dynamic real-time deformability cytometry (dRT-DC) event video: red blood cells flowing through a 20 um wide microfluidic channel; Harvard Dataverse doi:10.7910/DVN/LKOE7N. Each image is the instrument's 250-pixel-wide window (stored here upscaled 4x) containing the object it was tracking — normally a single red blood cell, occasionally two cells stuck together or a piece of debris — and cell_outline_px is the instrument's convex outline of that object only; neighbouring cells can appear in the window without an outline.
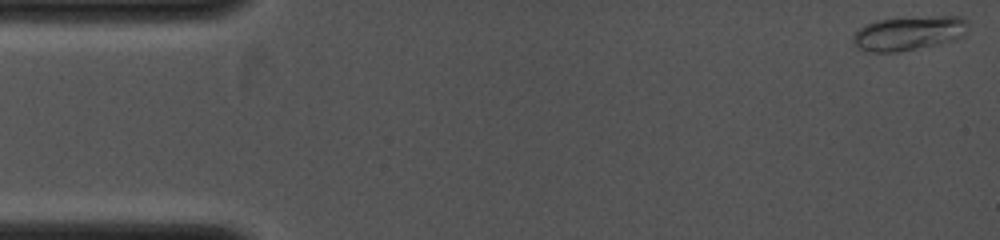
{"species": "common noctule bat (a hibernating species)", "species_latin": "Nyctalus noctula", "temperature_condition": "cold", "stored_images_in_passage": 20, "camera_frame_rate_fps": 4000, "um_per_image_px": 0.085, "animal": {"sex": "female", "body_mass_g": 19.0, "forearm_length_mm": 53.3}, "frame": {"image": 1, "passage_image": 1, "time_ms": 0.0, "image_size_px": [1000, 240], "cell_outline_px": [[968, 24], [964, 36], [956, 40], [940, 44], [896, 52], [864, 52], [856, 48], [852, 40], [852, 36], [864, 24], [876, 20], [936, 16], [960, 16], [968, 20]], "centroid_in_image_um": [77.24, 2.83], "position_along_channel_um": 7.8, "area_um2": 23.24}}
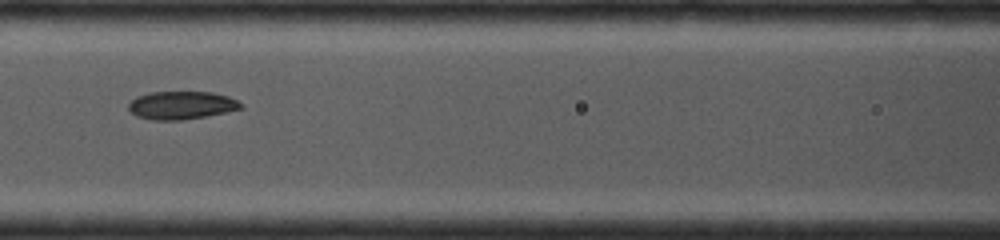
{"frame": {"image": 2, "passage_image": 13, "time_ms": 5.25, "image_size_px": [1000, 240], "cell_outline_px": [[244, 108], [204, 116], [180, 120], [152, 120], [136, 116], [128, 108], [128, 104], [136, 96], [152, 92], [212, 92], [228, 96], [244, 104]], "centroid_in_image_um": [15.42, 8.94], "position_along_channel_um": 151.2, "area_um2": 18.26}}
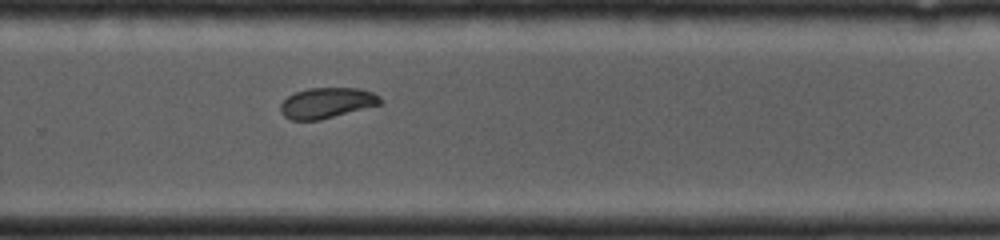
{"frame": {"image": 3, "passage_image": 20, "time_ms": 8.25, "image_size_px": [1000, 240], "cell_outline_px": [[380, 104], [320, 120], [292, 120], [284, 116], [280, 112], [280, 104], [288, 96], [296, 92], [308, 88], [356, 88], [372, 92], [380, 96]], "centroid_in_image_um": [27.74, 8.75], "position_along_channel_um": 302.1, "area_um2": 17.57}}